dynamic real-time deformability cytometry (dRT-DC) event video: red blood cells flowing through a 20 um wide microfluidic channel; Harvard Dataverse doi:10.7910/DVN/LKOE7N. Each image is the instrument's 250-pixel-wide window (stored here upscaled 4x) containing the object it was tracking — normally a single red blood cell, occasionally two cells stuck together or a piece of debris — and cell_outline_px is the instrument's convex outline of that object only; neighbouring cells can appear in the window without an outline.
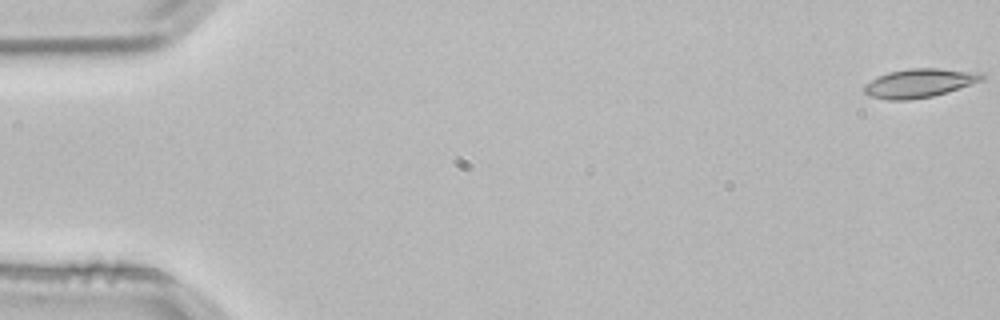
{"species": "common noctule bat (a hibernating species)", "species_latin": "Nyctalus noctula", "temperature_condition": "room temperature", "stored_images_in_passage": 4, "camera_frame_rate_fps": 3000, "um_per_image_px": 0.085, "animal": {"sex": "male", "body_mass_g": 21.5, "forearm_length_mm": 52.0}, "frame": {"image": 1, "passage_image": 1, "time_ms": 0.0, "image_size_px": [1000, 320], "cell_outline_px": [[984, 80], [948, 92], [932, 96], [908, 100], [888, 100], [868, 96], [864, 92], [864, 84], [888, 72], [908, 68], [936, 68], [984, 72]], "centroid_in_image_um": [78.18, 7.06], "position_along_channel_um": 6.8, "area_um2": 19.88}}
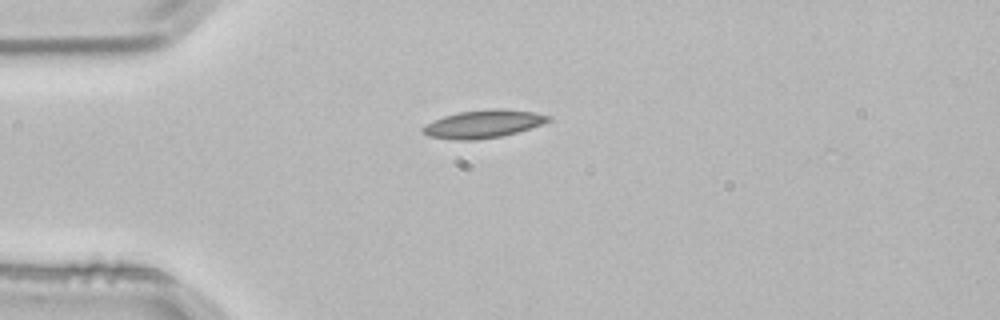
{"frame": {"image": 2, "passage_image": 4, "time_ms": 1.0, "image_size_px": [1000, 320], "cell_outline_px": [[552, 120], [516, 132], [500, 136], [472, 140], [456, 140], [428, 136], [420, 128], [444, 116], [460, 112], [488, 108], [500, 108], [532, 112], [552, 116]], "centroid_in_image_um": [41.09, 10.52], "position_along_channel_um": 43.9, "area_um2": 20.06}}